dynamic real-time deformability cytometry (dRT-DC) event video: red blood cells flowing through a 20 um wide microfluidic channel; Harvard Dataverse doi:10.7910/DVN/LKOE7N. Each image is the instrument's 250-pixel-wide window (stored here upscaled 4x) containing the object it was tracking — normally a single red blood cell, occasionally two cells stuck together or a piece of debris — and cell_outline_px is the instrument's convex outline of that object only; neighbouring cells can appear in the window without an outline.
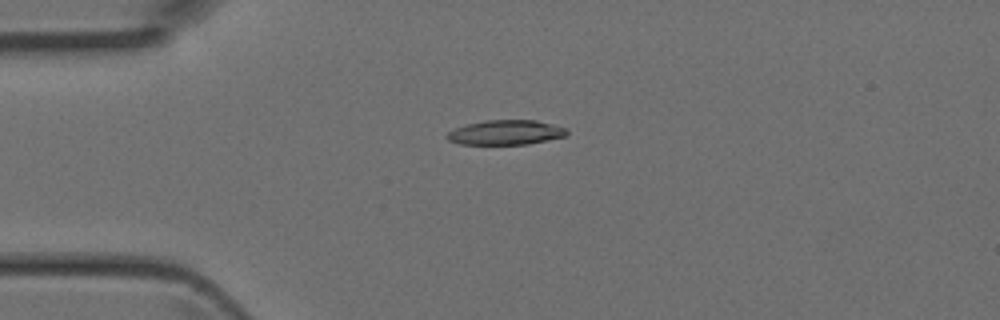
{"species": "Egyptian fruit bat (a non-hibernating species)", "species_latin": "Rousettus aegyptiacus", "temperature_condition": "room temperature", "stored_images_in_passage": 3, "camera_frame_rate_fps": 3000, "um_per_image_px": 0.085, "animal": {"sex": "female"}, "frame": {"image": 1, "passage_image": 3, "time_ms": 0.667, "image_size_px": [1000, 320], "cell_outline_px": [[568, 136], [528, 144], [460, 144], [448, 140], [444, 136], [448, 132], [456, 128], [468, 124], [484, 120], [536, 120], [568, 128]], "centroid_in_image_um": [43.02, 11.26], "position_along_channel_um": 42.0, "area_um2": 17.34}}